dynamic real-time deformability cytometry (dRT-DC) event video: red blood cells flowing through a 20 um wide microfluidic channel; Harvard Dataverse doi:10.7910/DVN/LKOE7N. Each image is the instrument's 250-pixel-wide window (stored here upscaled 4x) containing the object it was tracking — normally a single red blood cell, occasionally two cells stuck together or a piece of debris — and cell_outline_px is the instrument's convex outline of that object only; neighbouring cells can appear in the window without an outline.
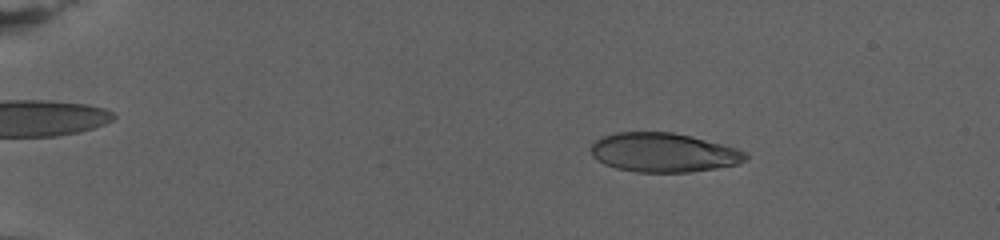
{"species": "human", "species_latin": "Homo sapiens", "temperature_condition": "warm", "stored_images_in_passage": 78, "camera_frame_rate_fps": 3000, "um_per_image_px": 0.085, "donor": {"sex": "female"}, "frame": {"image": 1, "passage_image": 14, "time_ms": 4.333, "image_size_px": [1000, 240], "cell_outline_px": [[748, 160], [740, 164], [716, 168], [688, 172], [636, 172], [616, 168], [604, 164], [592, 156], [592, 144], [600, 136], [616, 132], [672, 132], [692, 136], [736, 148], [748, 152]], "centroid_in_image_um": [56.42, 12.96], "position_along_channel_um": 28.6, "area_um2": 35.49}}
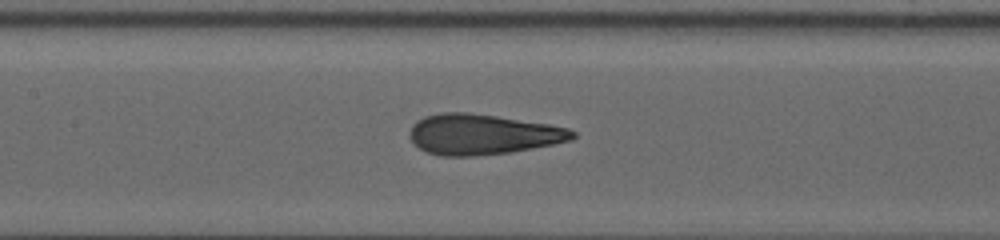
{"frame": {"image": 2, "passage_image": 40, "time_ms": 13.0, "image_size_px": [1000, 240], "cell_outline_px": [[576, 136], [572, 140], [512, 152], [476, 156], [440, 156], [428, 152], [420, 148], [408, 136], [408, 132], [412, 124], [416, 120], [424, 116], [444, 112], [468, 112], [496, 116], [548, 124], [568, 128], [576, 132]], "centroid_in_image_um": [40.99, 11.42], "position_along_channel_um": 166.4, "area_um2": 38.44}}
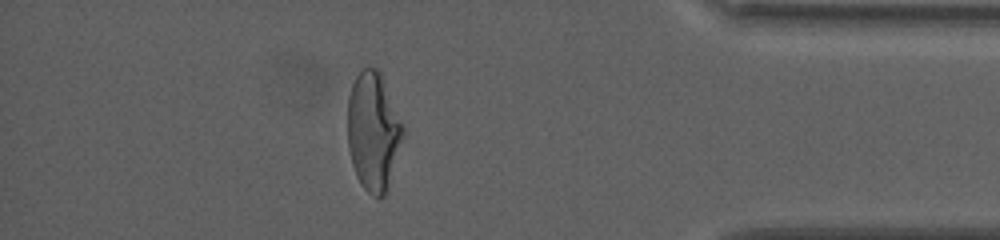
{"frame": {"image": 3, "passage_image": 69, "time_ms": 22.667, "image_size_px": [1000, 240], "cell_outline_px": [[404, 136], [384, 196], [372, 196], [360, 184], [356, 176], [352, 164], [348, 148], [348, 96], [352, 84], [356, 76], [364, 68], [376, 68], [380, 72], [404, 124]], "centroid_in_image_um": [31.73, 11.15], "position_along_channel_um": 403.5, "area_um2": 38.09}, "authors_computed_cell_mechanics": {"area_um2": 37.281, "velocity_mm_per_s": 2.7491, "shape_relaxation_time_tau1_ms": 8.6195, "shape_relaxation_time_tau2_ms": 1.0877, "deformation_change_tau1": 0.273, "deformation_change_tau2": 0.0935}}